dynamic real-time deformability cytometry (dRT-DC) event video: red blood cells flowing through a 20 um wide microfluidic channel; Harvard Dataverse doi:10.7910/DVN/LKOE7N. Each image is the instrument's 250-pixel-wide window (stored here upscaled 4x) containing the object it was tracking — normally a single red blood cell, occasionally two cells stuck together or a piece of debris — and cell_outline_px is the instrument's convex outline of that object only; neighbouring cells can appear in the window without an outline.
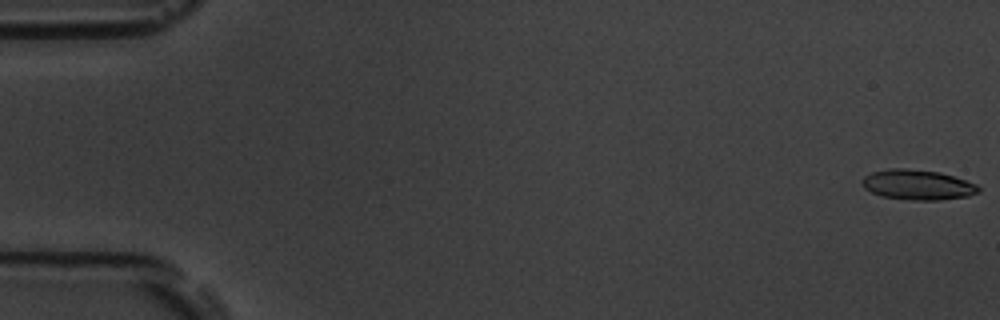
{"species": "common noctule bat (a hibernating species)", "species_latin": "Nyctalus noctula", "temperature_condition": "room temperature", "stored_images_in_passage": 56, "camera_frame_rate_fps": 3000, "um_per_image_px": 0.085, "animal": {"sex": "male", "body_mass_g": 19.5, "forearm_length_mm": 54.6}, "frame": {"image": 1, "passage_image": 1, "time_ms": 0.0, "image_size_px": [1000, 320], "cell_outline_px": [[980, 192], [968, 196], [940, 200], [912, 200], [880, 196], [864, 188], [860, 180], [864, 176], [872, 172], [888, 168], [904, 168], [940, 172], [976, 184], [980, 188]], "centroid_in_image_um": [77.97, 15.7], "position_along_channel_um": 7.0, "area_um2": 20.46}}
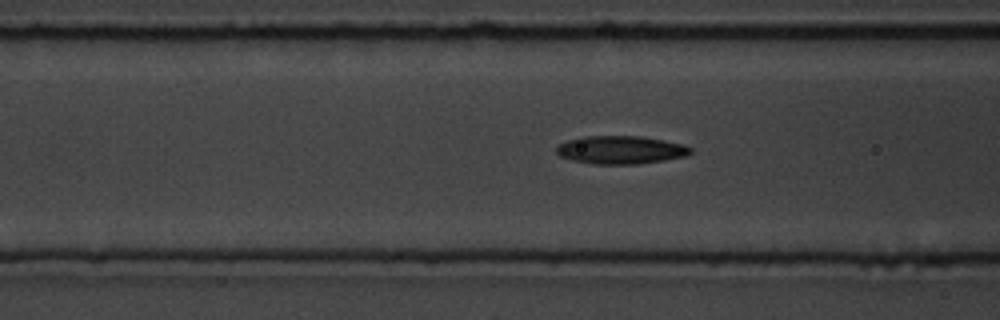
{"frame": {"image": 2, "passage_image": 22, "time_ms": 7.0, "image_size_px": [1000, 320], "cell_outline_px": [[692, 152], [688, 156], [664, 160], [636, 164], [592, 164], [572, 160], [560, 156], [556, 152], [556, 148], [560, 144], [568, 140], [580, 136], [640, 136], [664, 140], [684, 144], [692, 148]], "centroid_in_image_um": [52.78, 12.74], "position_along_channel_um": 113.8, "area_um2": 22.08}}
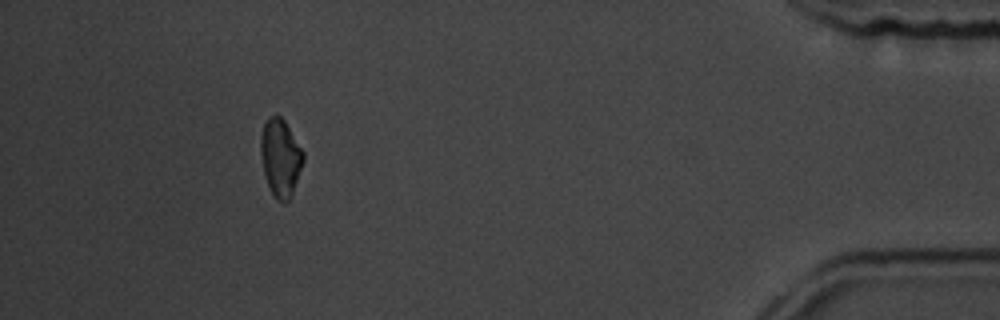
{"frame": {"image": 3, "passage_image": 51, "time_ms": 16.667, "image_size_px": [1000, 320], "cell_outline_px": [[304, 160], [292, 196], [284, 204], [276, 200], [268, 184], [264, 172], [260, 152], [260, 136], [264, 124], [272, 116], [280, 116], [284, 120], [304, 152]], "centroid_in_image_um": [23.85, 13.44], "position_along_channel_um": 411.4, "area_um2": 19.13}, "authors_computed_cell_mechanics": {"area_um2": 20.5768, "velocity_mm_per_s": 3.6939, "shape_relaxation_time_tau1_ms": 6.749, "shape_relaxation_time_tau2_ms": 6.9469, "deformation_change_tau1": 0.1776, "deformation_change_tau2": 0.1567}}